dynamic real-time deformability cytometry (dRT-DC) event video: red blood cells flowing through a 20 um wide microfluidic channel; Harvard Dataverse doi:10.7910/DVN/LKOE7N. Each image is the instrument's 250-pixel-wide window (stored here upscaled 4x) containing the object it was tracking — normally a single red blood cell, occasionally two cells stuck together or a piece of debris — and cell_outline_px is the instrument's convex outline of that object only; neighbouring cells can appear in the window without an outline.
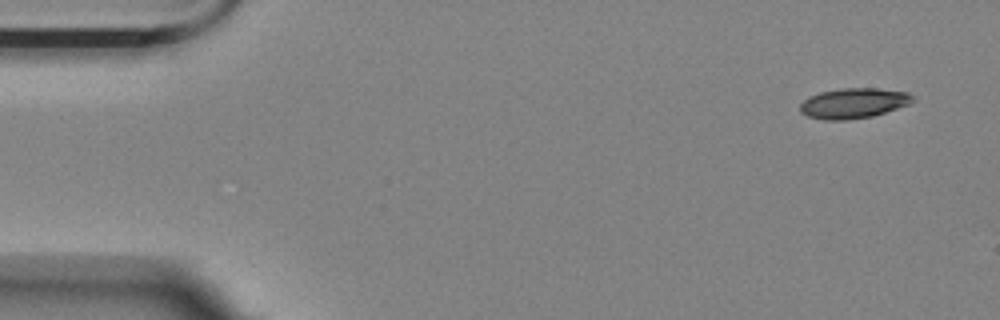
{"species": "Egyptian fruit bat (a non-hibernating species)", "species_latin": "Rousettus aegyptiacus", "temperature_condition": "room temperature", "stored_images_in_passage": 5, "camera_frame_rate_fps": 3000, "um_per_image_px": 0.085, "animal": {"sex": "female"}, "frame": {"image": 1, "passage_image": 1, "time_ms": 0.0, "image_size_px": [1000, 320], "cell_outline_px": [[916, 100], [908, 104], [872, 116], [844, 120], [824, 120], [808, 116], [800, 112], [800, 104], [808, 96], [820, 92], [840, 88], [876, 88], [908, 92], [916, 96]], "centroid_in_image_um": [72.55, 8.76], "position_along_channel_um": 12.4, "area_um2": 19.88}}
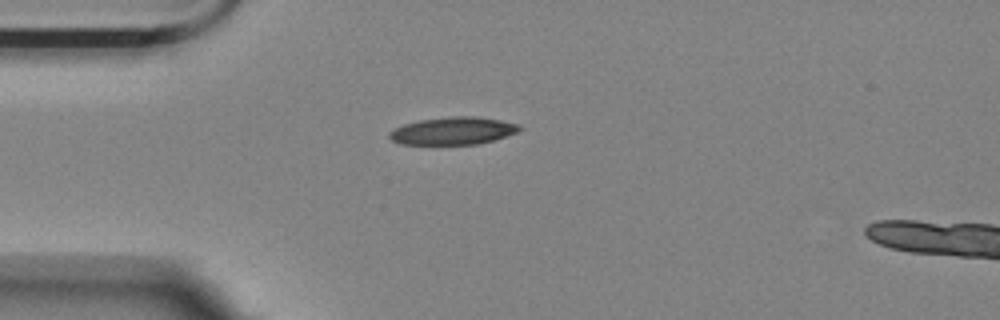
{"frame": {"image": 2, "passage_image": 4, "time_ms": 1.0, "image_size_px": [1000, 320], "cell_outline_px": [[524, 128], [516, 132], [492, 140], [476, 144], [400, 144], [392, 140], [388, 136], [388, 132], [404, 124], [420, 120], [448, 116], [476, 116], [500, 120], [520, 124]], "centroid_in_image_um": [38.5, 11.11], "position_along_channel_um": 46.5, "area_um2": 20.81}}